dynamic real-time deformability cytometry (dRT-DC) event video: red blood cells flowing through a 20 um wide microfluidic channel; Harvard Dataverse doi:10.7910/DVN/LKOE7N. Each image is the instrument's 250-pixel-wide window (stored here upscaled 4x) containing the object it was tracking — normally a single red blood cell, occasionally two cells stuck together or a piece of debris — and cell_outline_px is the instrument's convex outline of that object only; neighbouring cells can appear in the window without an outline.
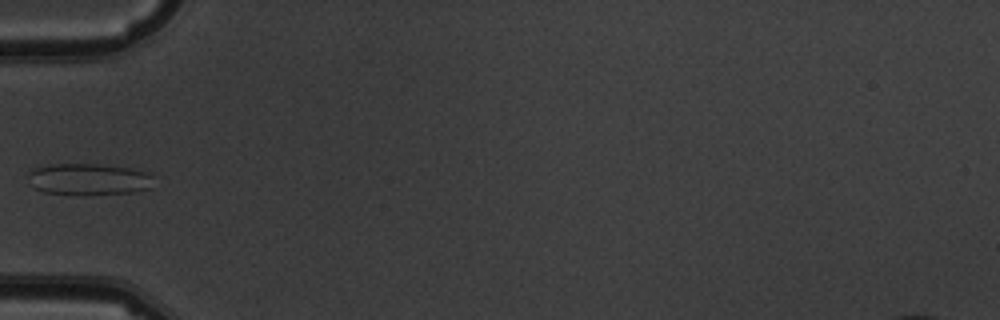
{"species": "common noctule bat (a hibernating species)", "species_latin": "Nyctalus noctula", "temperature_condition": "warm", "stored_images_in_passage": 6, "camera_frame_rate_fps": 3000, "um_per_image_px": 0.085, "animal": {"sex": "male", "body_mass_g": 19.5, "forearm_length_mm": 54.6}, "frame": {"image": 1, "passage_image": 6, "time_ms": 5.667, "image_size_px": [1000, 320], "cell_outline_px": [[152, 188], [132, 192], [80, 196], [44, 192], [28, 184], [28, 172], [32, 168], [52, 164], [100, 164], [128, 168], [152, 172]], "centroid_in_image_um": [7.52, 15.25], "position_along_channel_um": 77.5, "area_um2": 23.7}}